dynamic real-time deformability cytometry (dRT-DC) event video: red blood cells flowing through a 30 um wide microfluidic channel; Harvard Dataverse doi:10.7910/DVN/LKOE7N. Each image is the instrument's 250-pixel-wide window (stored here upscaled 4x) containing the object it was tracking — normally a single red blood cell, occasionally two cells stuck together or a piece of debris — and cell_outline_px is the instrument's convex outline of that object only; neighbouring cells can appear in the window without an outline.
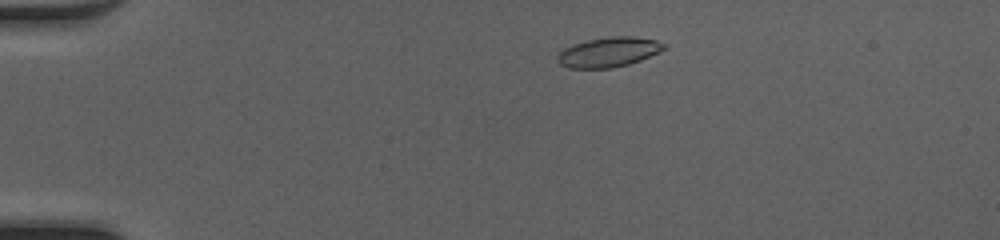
{"species": "common noctule bat (a hibernating species)", "species_latin": "Nyctalus noctula", "temperature_condition": "cold", "stored_images_in_passage": 44, "camera_frame_rate_fps": 3000, "um_per_image_px": 0.085, "animal": {"sex": "female", "body_mass_g": 20.0, "forearm_length_mm": 54.0}, "frame": {"image": 1, "passage_image": 5, "time_ms": 1.333, "image_size_px": [1000, 240], "cell_outline_px": [[668, 48], [660, 52], [640, 60], [628, 64], [612, 68], [568, 68], [560, 64], [556, 60], [556, 56], [564, 48], [572, 44], [588, 40], [608, 36], [632, 36], [656, 40], [668, 44]], "centroid_in_image_um": [51.76, 4.42], "position_along_channel_um": 33.2, "area_um2": 18.73}}
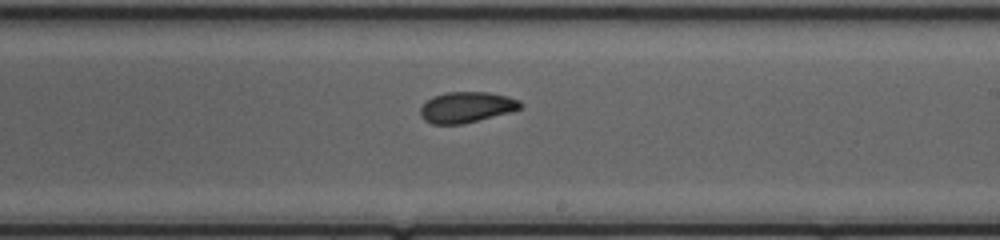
{"frame": {"image": 2, "passage_image": 25, "time_ms": 8.0, "image_size_px": [1000, 240], "cell_outline_px": [[524, 104], [520, 108], [512, 112], [464, 124], [432, 124], [424, 120], [420, 116], [420, 108], [432, 96], [444, 92], [488, 92], [508, 96], [520, 100]], "centroid_in_image_um": [39.67, 9.11], "position_along_channel_um": 249.3, "area_um2": 18.21}}
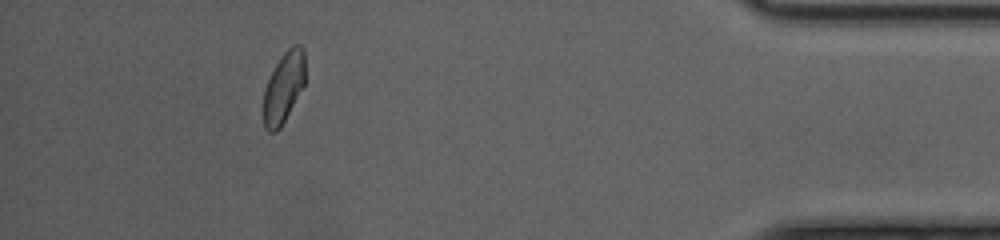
{"frame": {"image": 3, "passage_image": 40, "time_ms": 13.0, "image_size_px": [1000, 240], "cell_outline_px": [[304, 84], [280, 128], [276, 132], [268, 132], [264, 128], [264, 92], [268, 80], [276, 64], [284, 52], [292, 44], [300, 44], [304, 48]], "centroid_in_image_um": [24.11, 7.41], "position_along_channel_um": 411.1, "area_um2": 16.88}, "authors_computed_cell_mechanics": {"area_um2": 18.2937, "velocity_mm_per_s": 4.2214, "shape_relaxation_time_tau1_ms": 4.101, "shape_relaxation_time_tau2_ms": 2.0499, "deformation_change_tau1": 0.1318, "deformation_change_tau2": 0.0711}}